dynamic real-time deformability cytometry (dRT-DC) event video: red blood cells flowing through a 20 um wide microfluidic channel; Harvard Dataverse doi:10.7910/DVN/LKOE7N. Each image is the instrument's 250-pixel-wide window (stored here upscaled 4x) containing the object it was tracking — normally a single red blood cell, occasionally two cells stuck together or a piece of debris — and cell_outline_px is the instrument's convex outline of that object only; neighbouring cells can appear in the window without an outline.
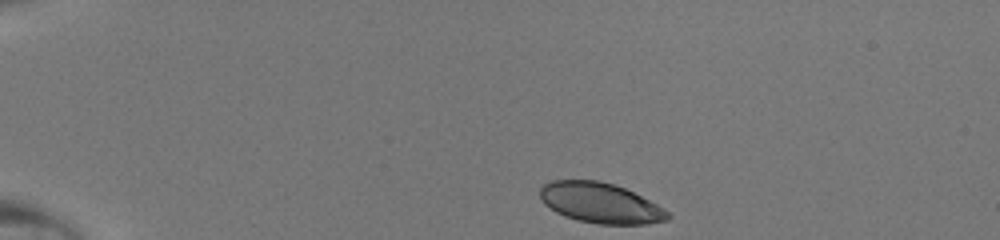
{"species": "human", "species_latin": "Homo sapiens", "temperature_condition": "room temperature", "stored_images_in_passage": 39, "camera_frame_rate_fps": 3000, "um_per_image_px": 0.085, "donor": {"sex": "male"}, "frame": {"image": 1, "passage_image": 1, "time_ms": 0.0, "image_size_px": [1000, 240], "cell_outline_px": [[672, 216], [668, 220], [648, 224], [600, 224], [576, 220], [564, 216], [556, 212], [544, 204], [540, 200], [540, 188], [544, 184], [552, 180], [600, 180], [624, 188], [664, 208]], "centroid_in_image_um": [51.01, 17.26], "position_along_channel_um": 34.0, "area_um2": 30.0}}
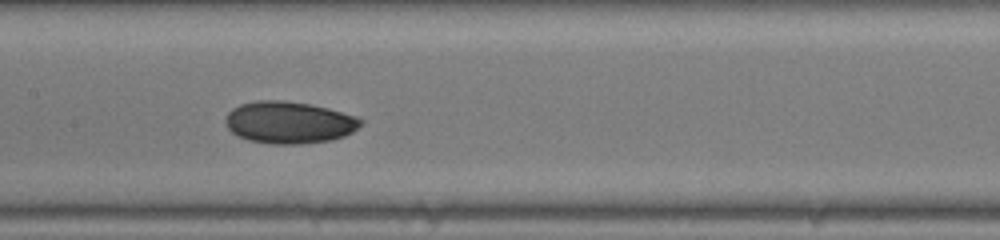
{"frame": {"image": 2, "passage_image": 17, "time_ms": 5.333, "image_size_px": [1000, 240], "cell_outline_px": [[364, 124], [352, 132], [344, 136], [332, 140], [300, 144], [272, 144], [248, 140], [236, 136], [228, 128], [224, 120], [228, 112], [232, 108], [240, 104], [256, 100], [284, 100], [312, 104], [360, 116], [364, 120]], "centroid_in_image_um": [24.6, 10.4], "position_along_channel_um": 182.8, "area_um2": 33.7}}
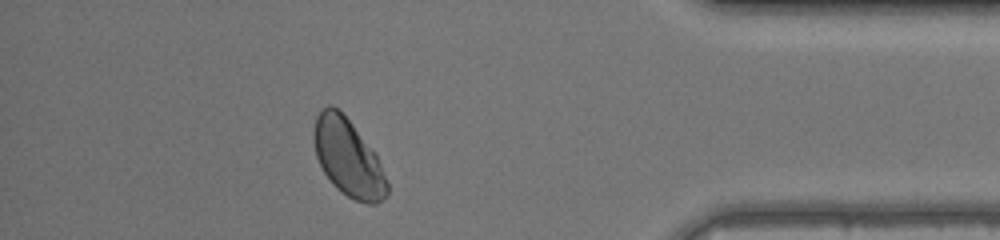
{"frame": {"image": 3, "passage_image": 34, "time_ms": 11.0, "image_size_px": [1000, 240], "cell_outline_px": [[388, 192], [376, 204], [368, 204], [356, 200], [348, 196], [336, 188], [332, 184], [324, 172], [316, 156], [312, 136], [316, 116], [328, 104], [332, 104], [352, 124], [376, 152], [388, 184]], "centroid_in_image_um": [29.58, 13.41], "position_along_channel_um": 405.6, "area_um2": 32.77}}